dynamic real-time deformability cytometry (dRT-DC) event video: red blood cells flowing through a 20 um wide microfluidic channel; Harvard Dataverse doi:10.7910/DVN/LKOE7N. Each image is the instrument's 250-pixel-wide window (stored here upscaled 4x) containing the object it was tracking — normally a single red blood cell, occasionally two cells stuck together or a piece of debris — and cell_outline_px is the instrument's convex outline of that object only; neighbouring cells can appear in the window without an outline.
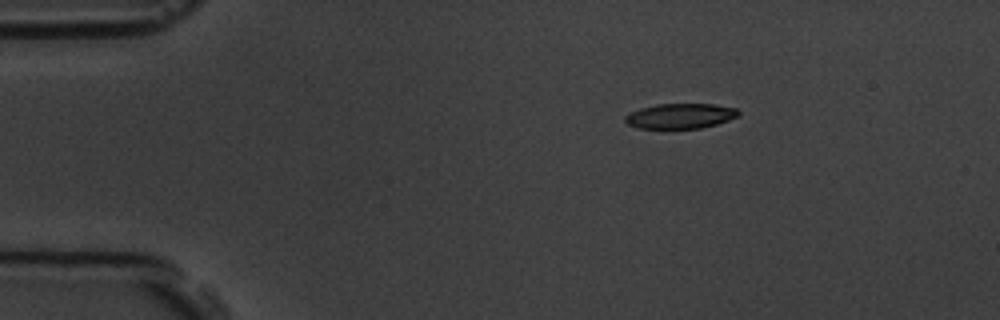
{"species": "common noctule bat (a hibernating species)", "species_latin": "Nyctalus noctula", "temperature_condition": "room temperature", "stored_images_in_passage": 4, "camera_frame_rate_fps": 3000, "um_per_image_px": 0.085, "animal": {"sex": "male", "body_mass_g": 19.5, "forearm_length_mm": 54.6}, "frame": {"image": 1, "passage_image": 1, "time_ms": 0.0, "image_size_px": [1000, 320], "cell_outline_px": [[740, 116], [716, 124], [700, 128], [636, 128], [628, 124], [624, 120], [624, 116], [640, 108], [656, 104], [716, 104], [736, 108], [740, 112]], "centroid_in_image_um": [57.84, 9.85], "position_along_channel_um": 27.2, "area_um2": 16.59}}
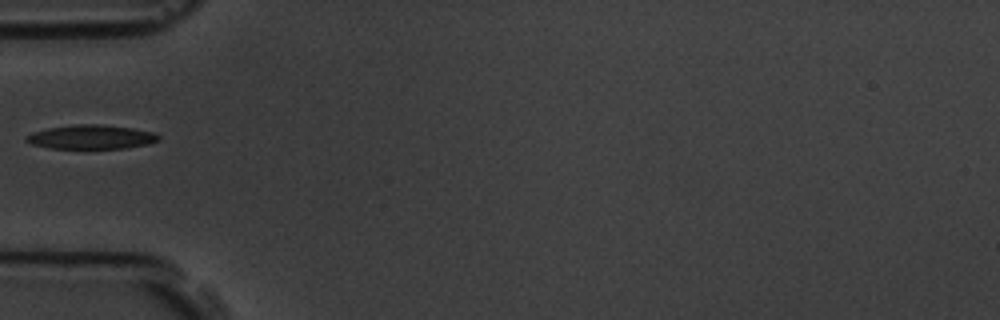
{"frame": {"image": 2, "passage_image": 3, "time_ms": 3.0, "image_size_px": [1000, 320], "cell_outline_px": [[160, 140], [148, 144], [124, 148], [52, 148], [32, 144], [24, 140], [24, 136], [32, 132], [48, 128], [72, 124], [100, 124], [132, 128], [152, 132], [160, 136]], "centroid_in_image_um": [7.73, 11.63], "position_along_channel_um": 77.3, "area_um2": 18.55}}
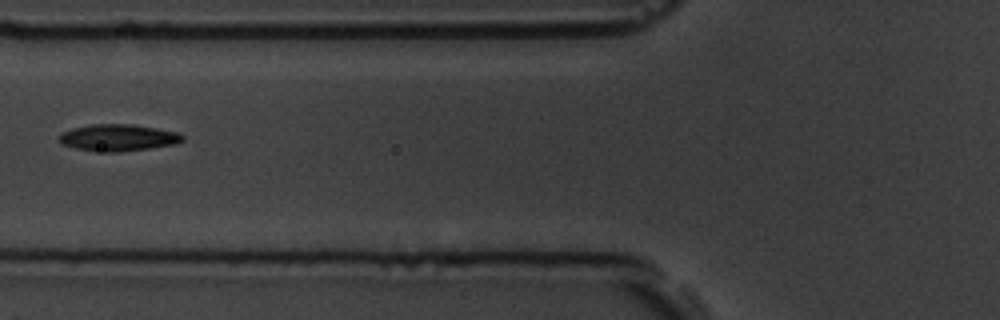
{"frame": {"image": 3, "passage_image": 4, "time_ms": 4.0, "image_size_px": [1000, 320], "cell_outline_px": [[184, 140], [176, 144], [152, 148], [120, 152], [92, 152], [60, 144], [60, 132], [72, 128], [92, 124], [136, 124], [176, 132], [184, 136]], "centroid_in_image_um": [10.03, 11.71], "position_along_channel_um": 115.8, "area_um2": 19.54}}